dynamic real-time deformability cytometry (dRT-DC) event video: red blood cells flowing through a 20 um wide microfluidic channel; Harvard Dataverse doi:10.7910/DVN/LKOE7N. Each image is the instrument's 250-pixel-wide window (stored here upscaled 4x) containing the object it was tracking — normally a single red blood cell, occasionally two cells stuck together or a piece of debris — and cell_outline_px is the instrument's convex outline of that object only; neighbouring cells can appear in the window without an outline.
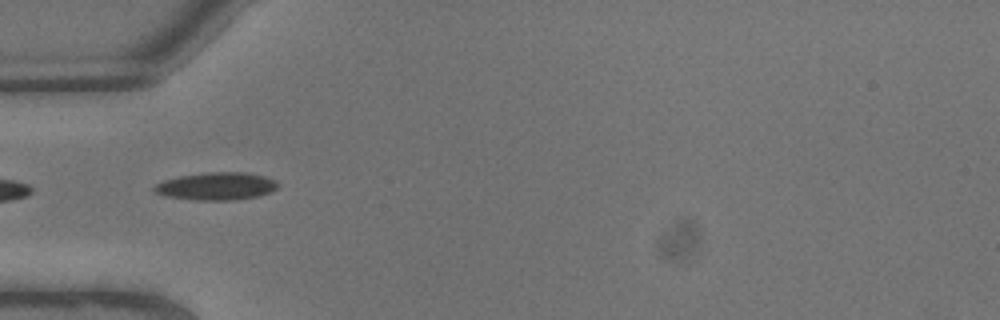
{"species": "common noctule bat (a hibernating species)", "species_latin": "Nyctalus noctula", "temperature_condition": "warm", "stored_images_in_passage": 2, "camera_frame_rate_fps": 3000, "um_per_image_px": 0.085, "animal": {"sex": "male", "body_mass_g": 13.3}, "frame": {"image": 1, "passage_image": 1, "time_ms": 0.0, "image_size_px": [1000, 320], "cell_outline_px": [[280, 184], [276, 188], [268, 192], [256, 196], [236, 200], [196, 200], [164, 196], [156, 192], [152, 188], [156, 184], [164, 180], [180, 176], [208, 172], [244, 172], [264, 176], [276, 180]], "centroid_in_image_um": [18.39, 15.82], "position_along_channel_um": 66.6, "area_um2": 19.83}}
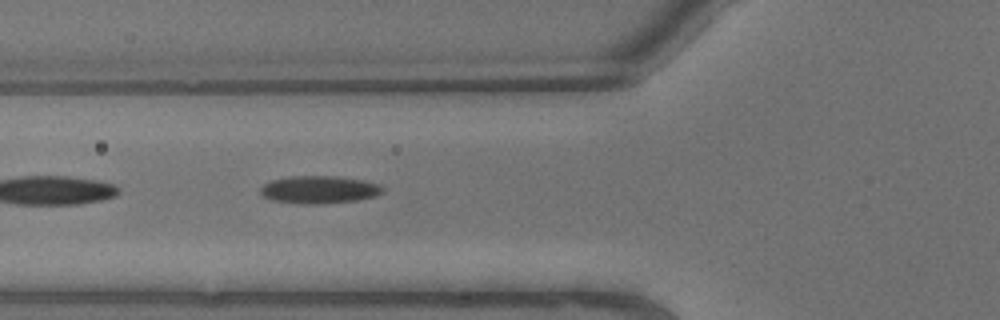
{"frame": {"image": 2, "passage_image": 2, "time_ms": 0.333, "image_size_px": [1000, 320], "cell_outline_px": [[384, 192], [376, 196], [356, 200], [320, 204], [300, 204], [272, 200], [264, 196], [260, 192], [260, 188], [264, 184], [272, 180], [288, 176], [336, 176], [364, 180], [380, 184], [384, 188]], "centroid_in_image_um": [27.15, 16.12], "position_along_channel_um": 98.6, "area_um2": 19.83}}